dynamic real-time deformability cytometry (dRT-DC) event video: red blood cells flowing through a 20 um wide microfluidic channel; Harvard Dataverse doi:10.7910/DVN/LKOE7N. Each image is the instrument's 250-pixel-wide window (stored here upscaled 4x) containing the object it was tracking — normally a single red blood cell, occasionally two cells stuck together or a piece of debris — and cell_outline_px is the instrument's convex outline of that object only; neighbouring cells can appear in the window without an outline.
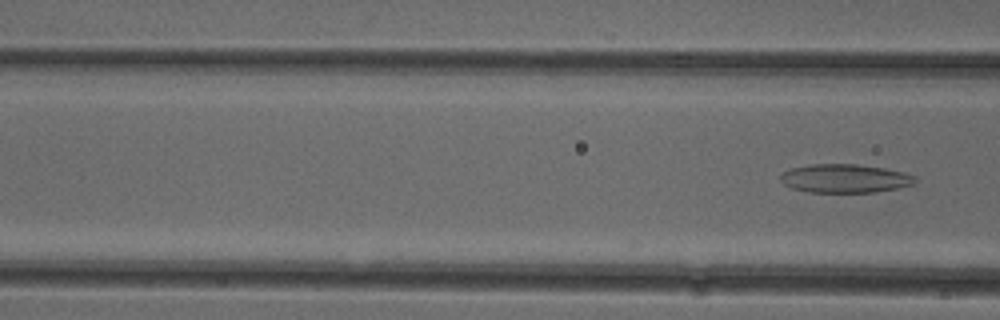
{"species": "common noctule bat (a hibernating species)", "species_latin": "Nyctalus noctula", "temperature_condition": "cold", "stored_images_in_passage": 6, "camera_frame_rate_fps": 3000, "um_per_image_px": 0.085, "animal": {"sex": "female"}, "frame": {"image": 1, "passage_image": 6, "time_ms": 1.667, "image_size_px": [1000, 320], "cell_outline_px": [[916, 184], [876, 192], [808, 192], [792, 188], [784, 184], [780, 180], [780, 176], [784, 172], [792, 168], [812, 164], [856, 164], [884, 168], [904, 172], [916, 176]], "centroid_in_image_um": [71.84, 15.17], "position_along_channel_um": 94.8, "area_um2": 22.43}}